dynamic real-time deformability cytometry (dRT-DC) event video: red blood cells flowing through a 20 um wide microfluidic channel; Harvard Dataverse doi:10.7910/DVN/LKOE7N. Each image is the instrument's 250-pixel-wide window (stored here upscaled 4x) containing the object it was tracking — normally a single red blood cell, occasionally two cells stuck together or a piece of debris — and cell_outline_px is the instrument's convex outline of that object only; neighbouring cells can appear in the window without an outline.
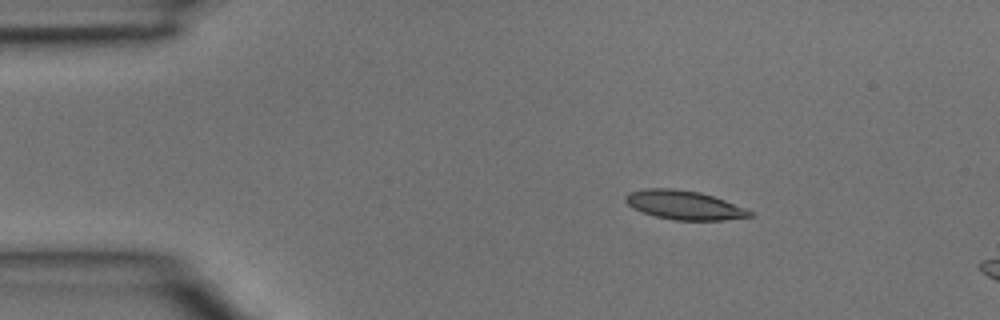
{"species": "common noctule bat (a hibernating species)", "species_latin": "Nyctalus noctula", "temperature_condition": "room temperature", "stored_images_in_passage": 2, "camera_frame_rate_fps": 3000, "um_per_image_px": 0.085, "animal": {"sex": "male", "body_mass_g": 15.6}, "frame": {"image": 1, "passage_image": 1, "time_ms": 0.0, "image_size_px": [1000, 320], "cell_outline_px": [[756, 216], [724, 220], [676, 220], [656, 216], [632, 208], [624, 200], [624, 196], [628, 192], [644, 188], [672, 188], [700, 192], [748, 208]], "centroid_in_image_um": [58.17, 17.42], "position_along_channel_um": 26.8, "area_um2": 21.1}}